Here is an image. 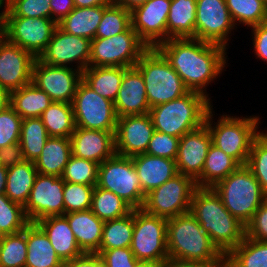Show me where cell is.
I'll return each mask as SVG.
<instances>
[{"mask_svg":"<svg viewBox=\"0 0 267 267\" xmlns=\"http://www.w3.org/2000/svg\"><path fill=\"white\" fill-rule=\"evenodd\" d=\"M94 187L85 184L64 182L63 200L65 214L89 210L91 208Z\"/></svg>","mask_w":267,"mask_h":267,"instance_id":"obj_47","label":"cell"},{"mask_svg":"<svg viewBox=\"0 0 267 267\" xmlns=\"http://www.w3.org/2000/svg\"><path fill=\"white\" fill-rule=\"evenodd\" d=\"M148 49L130 26L113 37L92 39L89 67L132 68Z\"/></svg>","mask_w":267,"mask_h":267,"instance_id":"obj_9","label":"cell"},{"mask_svg":"<svg viewBox=\"0 0 267 267\" xmlns=\"http://www.w3.org/2000/svg\"><path fill=\"white\" fill-rule=\"evenodd\" d=\"M98 167L99 164L94 161L71 155L61 178L65 182L96 186L98 182Z\"/></svg>","mask_w":267,"mask_h":267,"instance_id":"obj_43","label":"cell"},{"mask_svg":"<svg viewBox=\"0 0 267 267\" xmlns=\"http://www.w3.org/2000/svg\"><path fill=\"white\" fill-rule=\"evenodd\" d=\"M126 67H88L82 72V80L98 95L112 102L117 98Z\"/></svg>","mask_w":267,"mask_h":267,"instance_id":"obj_30","label":"cell"},{"mask_svg":"<svg viewBox=\"0 0 267 267\" xmlns=\"http://www.w3.org/2000/svg\"><path fill=\"white\" fill-rule=\"evenodd\" d=\"M64 180L55 175L37 174L29 198L24 206L29 222L48 216L64 215Z\"/></svg>","mask_w":267,"mask_h":267,"instance_id":"obj_15","label":"cell"},{"mask_svg":"<svg viewBox=\"0 0 267 267\" xmlns=\"http://www.w3.org/2000/svg\"><path fill=\"white\" fill-rule=\"evenodd\" d=\"M70 141L73 156L99 165L116 154L115 132L75 128Z\"/></svg>","mask_w":267,"mask_h":267,"instance_id":"obj_22","label":"cell"},{"mask_svg":"<svg viewBox=\"0 0 267 267\" xmlns=\"http://www.w3.org/2000/svg\"><path fill=\"white\" fill-rule=\"evenodd\" d=\"M225 2L235 25L238 21L239 24L253 27L267 21V4L262 0H225Z\"/></svg>","mask_w":267,"mask_h":267,"instance_id":"obj_40","label":"cell"},{"mask_svg":"<svg viewBox=\"0 0 267 267\" xmlns=\"http://www.w3.org/2000/svg\"><path fill=\"white\" fill-rule=\"evenodd\" d=\"M5 17L52 19L50 0H7Z\"/></svg>","mask_w":267,"mask_h":267,"instance_id":"obj_46","label":"cell"},{"mask_svg":"<svg viewBox=\"0 0 267 267\" xmlns=\"http://www.w3.org/2000/svg\"><path fill=\"white\" fill-rule=\"evenodd\" d=\"M134 67L143 77L150 108L178 99L189 92L180 76L156 48H149Z\"/></svg>","mask_w":267,"mask_h":267,"instance_id":"obj_6","label":"cell"},{"mask_svg":"<svg viewBox=\"0 0 267 267\" xmlns=\"http://www.w3.org/2000/svg\"><path fill=\"white\" fill-rule=\"evenodd\" d=\"M179 139L176 136L154 131L148 143L146 154L176 160Z\"/></svg>","mask_w":267,"mask_h":267,"instance_id":"obj_49","label":"cell"},{"mask_svg":"<svg viewBox=\"0 0 267 267\" xmlns=\"http://www.w3.org/2000/svg\"><path fill=\"white\" fill-rule=\"evenodd\" d=\"M114 106L118 118L149 113L146 85L141 73L135 67L129 68L124 73Z\"/></svg>","mask_w":267,"mask_h":267,"instance_id":"obj_23","label":"cell"},{"mask_svg":"<svg viewBox=\"0 0 267 267\" xmlns=\"http://www.w3.org/2000/svg\"><path fill=\"white\" fill-rule=\"evenodd\" d=\"M71 155L70 138L49 137L34 161L35 168L39 174L61 177Z\"/></svg>","mask_w":267,"mask_h":267,"instance_id":"obj_28","label":"cell"},{"mask_svg":"<svg viewBox=\"0 0 267 267\" xmlns=\"http://www.w3.org/2000/svg\"><path fill=\"white\" fill-rule=\"evenodd\" d=\"M26 255V227L19 233L5 235L0 242V267H25Z\"/></svg>","mask_w":267,"mask_h":267,"instance_id":"obj_41","label":"cell"},{"mask_svg":"<svg viewBox=\"0 0 267 267\" xmlns=\"http://www.w3.org/2000/svg\"><path fill=\"white\" fill-rule=\"evenodd\" d=\"M27 255L25 267H63L45 232L33 222L26 226Z\"/></svg>","mask_w":267,"mask_h":267,"instance_id":"obj_27","label":"cell"},{"mask_svg":"<svg viewBox=\"0 0 267 267\" xmlns=\"http://www.w3.org/2000/svg\"><path fill=\"white\" fill-rule=\"evenodd\" d=\"M97 186L115 193L133 209H142L145 194L131 157L115 154L98 167Z\"/></svg>","mask_w":267,"mask_h":267,"instance_id":"obj_10","label":"cell"},{"mask_svg":"<svg viewBox=\"0 0 267 267\" xmlns=\"http://www.w3.org/2000/svg\"><path fill=\"white\" fill-rule=\"evenodd\" d=\"M167 248L170 263L226 262L190 212L167 219Z\"/></svg>","mask_w":267,"mask_h":267,"instance_id":"obj_3","label":"cell"},{"mask_svg":"<svg viewBox=\"0 0 267 267\" xmlns=\"http://www.w3.org/2000/svg\"><path fill=\"white\" fill-rule=\"evenodd\" d=\"M251 28L255 55L267 63V21Z\"/></svg>","mask_w":267,"mask_h":267,"instance_id":"obj_52","label":"cell"},{"mask_svg":"<svg viewBox=\"0 0 267 267\" xmlns=\"http://www.w3.org/2000/svg\"><path fill=\"white\" fill-rule=\"evenodd\" d=\"M49 137L40 117L23 119L19 144L24 159L34 162L41 155Z\"/></svg>","mask_w":267,"mask_h":267,"instance_id":"obj_38","label":"cell"},{"mask_svg":"<svg viewBox=\"0 0 267 267\" xmlns=\"http://www.w3.org/2000/svg\"><path fill=\"white\" fill-rule=\"evenodd\" d=\"M91 40L64 32L59 26L55 29L50 42L37 58L52 66L68 67L74 62L77 69L83 72L89 67Z\"/></svg>","mask_w":267,"mask_h":267,"instance_id":"obj_17","label":"cell"},{"mask_svg":"<svg viewBox=\"0 0 267 267\" xmlns=\"http://www.w3.org/2000/svg\"><path fill=\"white\" fill-rule=\"evenodd\" d=\"M164 267H177L174 263H166Z\"/></svg>","mask_w":267,"mask_h":267,"instance_id":"obj_64","label":"cell"},{"mask_svg":"<svg viewBox=\"0 0 267 267\" xmlns=\"http://www.w3.org/2000/svg\"><path fill=\"white\" fill-rule=\"evenodd\" d=\"M24 160L23 151L19 143L0 148V166L9 168Z\"/></svg>","mask_w":267,"mask_h":267,"instance_id":"obj_53","label":"cell"},{"mask_svg":"<svg viewBox=\"0 0 267 267\" xmlns=\"http://www.w3.org/2000/svg\"><path fill=\"white\" fill-rule=\"evenodd\" d=\"M7 41V23L5 18H0V47Z\"/></svg>","mask_w":267,"mask_h":267,"instance_id":"obj_60","label":"cell"},{"mask_svg":"<svg viewBox=\"0 0 267 267\" xmlns=\"http://www.w3.org/2000/svg\"><path fill=\"white\" fill-rule=\"evenodd\" d=\"M36 58L8 40L0 47V86L8 92L32 82V67Z\"/></svg>","mask_w":267,"mask_h":267,"instance_id":"obj_20","label":"cell"},{"mask_svg":"<svg viewBox=\"0 0 267 267\" xmlns=\"http://www.w3.org/2000/svg\"><path fill=\"white\" fill-rule=\"evenodd\" d=\"M134 230V209L125 217L105 221L99 250L131 247Z\"/></svg>","mask_w":267,"mask_h":267,"instance_id":"obj_39","label":"cell"},{"mask_svg":"<svg viewBox=\"0 0 267 267\" xmlns=\"http://www.w3.org/2000/svg\"><path fill=\"white\" fill-rule=\"evenodd\" d=\"M7 40L38 58L53 36L58 23L49 18L5 17Z\"/></svg>","mask_w":267,"mask_h":267,"instance_id":"obj_16","label":"cell"},{"mask_svg":"<svg viewBox=\"0 0 267 267\" xmlns=\"http://www.w3.org/2000/svg\"><path fill=\"white\" fill-rule=\"evenodd\" d=\"M245 166L257 179L267 198V133H260L254 139Z\"/></svg>","mask_w":267,"mask_h":267,"instance_id":"obj_45","label":"cell"},{"mask_svg":"<svg viewBox=\"0 0 267 267\" xmlns=\"http://www.w3.org/2000/svg\"><path fill=\"white\" fill-rule=\"evenodd\" d=\"M8 168L0 166V194H5Z\"/></svg>","mask_w":267,"mask_h":267,"instance_id":"obj_61","label":"cell"},{"mask_svg":"<svg viewBox=\"0 0 267 267\" xmlns=\"http://www.w3.org/2000/svg\"><path fill=\"white\" fill-rule=\"evenodd\" d=\"M108 6L75 7L58 26L69 34L85 37L89 40L95 38L103 12Z\"/></svg>","mask_w":267,"mask_h":267,"instance_id":"obj_29","label":"cell"},{"mask_svg":"<svg viewBox=\"0 0 267 267\" xmlns=\"http://www.w3.org/2000/svg\"><path fill=\"white\" fill-rule=\"evenodd\" d=\"M196 188V181L192 177L178 173L146 194L142 209L165 219L189 212Z\"/></svg>","mask_w":267,"mask_h":267,"instance_id":"obj_11","label":"cell"},{"mask_svg":"<svg viewBox=\"0 0 267 267\" xmlns=\"http://www.w3.org/2000/svg\"><path fill=\"white\" fill-rule=\"evenodd\" d=\"M53 101L32 82L10 92V106L22 118L40 117Z\"/></svg>","mask_w":267,"mask_h":267,"instance_id":"obj_33","label":"cell"},{"mask_svg":"<svg viewBox=\"0 0 267 267\" xmlns=\"http://www.w3.org/2000/svg\"><path fill=\"white\" fill-rule=\"evenodd\" d=\"M209 110L205 125L212 137V144L245 166L254 139L261 133L258 129L260 119L253 117H233L223 115L213 126V113Z\"/></svg>","mask_w":267,"mask_h":267,"instance_id":"obj_7","label":"cell"},{"mask_svg":"<svg viewBox=\"0 0 267 267\" xmlns=\"http://www.w3.org/2000/svg\"><path fill=\"white\" fill-rule=\"evenodd\" d=\"M196 0H171L167 18V40L195 38Z\"/></svg>","mask_w":267,"mask_h":267,"instance_id":"obj_32","label":"cell"},{"mask_svg":"<svg viewBox=\"0 0 267 267\" xmlns=\"http://www.w3.org/2000/svg\"><path fill=\"white\" fill-rule=\"evenodd\" d=\"M63 267H104L99 254L84 253L72 261L64 263Z\"/></svg>","mask_w":267,"mask_h":267,"instance_id":"obj_55","label":"cell"},{"mask_svg":"<svg viewBox=\"0 0 267 267\" xmlns=\"http://www.w3.org/2000/svg\"><path fill=\"white\" fill-rule=\"evenodd\" d=\"M171 0H147L131 11V26L148 48L167 41Z\"/></svg>","mask_w":267,"mask_h":267,"instance_id":"obj_18","label":"cell"},{"mask_svg":"<svg viewBox=\"0 0 267 267\" xmlns=\"http://www.w3.org/2000/svg\"><path fill=\"white\" fill-rule=\"evenodd\" d=\"M174 264L177 267H227L226 262H181Z\"/></svg>","mask_w":267,"mask_h":267,"instance_id":"obj_57","label":"cell"},{"mask_svg":"<svg viewBox=\"0 0 267 267\" xmlns=\"http://www.w3.org/2000/svg\"><path fill=\"white\" fill-rule=\"evenodd\" d=\"M24 207L0 194V229L5 235L16 234L29 224Z\"/></svg>","mask_w":267,"mask_h":267,"instance_id":"obj_44","label":"cell"},{"mask_svg":"<svg viewBox=\"0 0 267 267\" xmlns=\"http://www.w3.org/2000/svg\"><path fill=\"white\" fill-rule=\"evenodd\" d=\"M131 158L145 195L178 174L175 160L146 153Z\"/></svg>","mask_w":267,"mask_h":267,"instance_id":"obj_25","label":"cell"},{"mask_svg":"<svg viewBox=\"0 0 267 267\" xmlns=\"http://www.w3.org/2000/svg\"><path fill=\"white\" fill-rule=\"evenodd\" d=\"M212 137L204 124L200 128L184 134L179 139L176 169L179 174L196 180L202 173Z\"/></svg>","mask_w":267,"mask_h":267,"instance_id":"obj_21","label":"cell"},{"mask_svg":"<svg viewBox=\"0 0 267 267\" xmlns=\"http://www.w3.org/2000/svg\"><path fill=\"white\" fill-rule=\"evenodd\" d=\"M195 39L227 48L235 24L225 0H196Z\"/></svg>","mask_w":267,"mask_h":267,"instance_id":"obj_13","label":"cell"},{"mask_svg":"<svg viewBox=\"0 0 267 267\" xmlns=\"http://www.w3.org/2000/svg\"><path fill=\"white\" fill-rule=\"evenodd\" d=\"M35 223L45 232L55 253L63 263L72 261L84 254L64 215L48 216Z\"/></svg>","mask_w":267,"mask_h":267,"instance_id":"obj_24","label":"cell"},{"mask_svg":"<svg viewBox=\"0 0 267 267\" xmlns=\"http://www.w3.org/2000/svg\"><path fill=\"white\" fill-rule=\"evenodd\" d=\"M137 267H164V264H158V263H140Z\"/></svg>","mask_w":267,"mask_h":267,"instance_id":"obj_62","label":"cell"},{"mask_svg":"<svg viewBox=\"0 0 267 267\" xmlns=\"http://www.w3.org/2000/svg\"><path fill=\"white\" fill-rule=\"evenodd\" d=\"M96 253L104 267H137L140 264L130 247L98 250Z\"/></svg>","mask_w":267,"mask_h":267,"instance_id":"obj_50","label":"cell"},{"mask_svg":"<svg viewBox=\"0 0 267 267\" xmlns=\"http://www.w3.org/2000/svg\"><path fill=\"white\" fill-rule=\"evenodd\" d=\"M210 98L195 91L150 108L156 131L181 138L205 124L206 116L212 108Z\"/></svg>","mask_w":267,"mask_h":267,"instance_id":"obj_4","label":"cell"},{"mask_svg":"<svg viewBox=\"0 0 267 267\" xmlns=\"http://www.w3.org/2000/svg\"><path fill=\"white\" fill-rule=\"evenodd\" d=\"M82 72L69 67L52 66L37 58L32 67V83L43 90L52 101L72 103Z\"/></svg>","mask_w":267,"mask_h":267,"instance_id":"obj_14","label":"cell"},{"mask_svg":"<svg viewBox=\"0 0 267 267\" xmlns=\"http://www.w3.org/2000/svg\"><path fill=\"white\" fill-rule=\"evenodd\" d=\"M227 267H267V242L244 237L227 256Z\"/></svg>","mask_w":267,"mask_h":267,"instance_id":"obj_36","label":"cell"},{"mask_svg":"<svg viewBox=\"0 0 267 267\" xmlns=\"http://www.w3.org/2000/svg\"><path fill=\"white\" fill-rule=\"evenodd\" d=\"M146 1L147 0H114V4L132 11L134 8L143 5Z\"/></svg>","mask_w":267,"mask_h":267,"instance_id":"obj_58","label":"cell"},{"mask_svg":"<svg viewBox=\"0 0 267 267\" xmlns=\"http://www.w3.org/2000/svg\"><path fill=\"white\" fill-rule=\"evenodd\" d=\"M154 131L149 113L119 117L115 131L116 154L132 157L146 153Z\"/></svg>","mask_w":267,"mask_h":267,"instance_id":"obj_19","label":"cell"},{"mask_svg":"<svg viewBox=\"0 0 267 267\" xmlns=\"http://www.w3.org/2000/svg\"><path fill=\"white\" fill-rule=\"evenodd\" d=\"M241 165L221 149L211 144L201 175L195 180L197 187H213Z\"/></svg>","mask_w":267,"mask_h":267,"instance_id":"obj_34","label":"cell"},{"mask_svg":"<svg viewBox=\"0 0 267 267\" xmlns=\"http://www.w3.org/2000/svg\"><path fill=\"white\" fill-rule=\"evenodd\" d=\"M75 7L110 6L114 0H73Z\"/></svg>","mask_w":267,"mask_h":267,"instance_id":"obj_56","label":"cell"},{"mask_svg":"<svg viewBox=\"0 0 267 267\" xmlns=\"http://www.w3.org/2000/svg\"><path fill=\"white\" fill-rule=\"evenodd\" d=\"M5 234L4 232L0 229V242L4 239Z\"/></svg>","mask_w":267,"mask_h":267,"instance_id":"obj_65","label":"cell"},{"mask_svg":"<svg viewBox=\"0 0 267 267\" xmlns=\"http://www.w3.org/2000/svg\"><path fill=\"white\" fill-rule=\"evenodd\" d=\"M84 253H96L102 240L104 222L90 209L64 214Z\"/></svg>","mask_w":267,"mask_h":267,"instance_id":"obj_26","label":"cell"},{"mask_svg":"<svg viewBox=\"0 0 267 267\" xmlns=\"http://www.w3.org/2000/svg\"><path fill=\"white\" fill-rule=\"evenodd\" d=\"M4 1L5 0H0V10H1V8H3L4 3H6ZM0 18H5V9H3V11L0 13Z\"/></svg>","mask_w":267,"mask_h":267,"instance_id":"obj_63","label":"cell"},{"mask_svg":"<svg viewBox=\"0 0 267 267\" xmlns=\"http://www.w3.org/2000/svg\"><path fill=\"white\" fill-rule=\"evenodd\" d=\"M76 128L115 132L118 116L114 102L98 95L83 80L72 101Z\"/></svg>","mask_w":267,"mask_h":267,"instance_id":"obj_12","label":"cell"},{"mask_svg":"<svg viewBox=\"0 0 267 267\" xmlns=\"http://www.w3.org/2000/svg\"><path fill=\"white\" fill-rule=\"evenodd\" d=\"M212 188L226 209L244 226L267 199L261 185L246 166H240Z\"/></svg>","mask_w":267,"mask_h":267,"instance_id":"obj_5","label":"cell"},{"mask_svg":"<svg viewBox=\"0 0 267 267\" xmlns=\"http://www.w3.org/2000/svg\"><path fill=\"white\" fill-rule=\"evenodd\" d=\"M40 118L50 137L70 138L76 128L72 103L53 101Z\"/></svg>","mask_w":267,"mask_h":267,"instance_id":"obj_35","label":"cell"},{"mask_svg":"<svg viewBox=\"0 0 267 267\" xmlns=\"http://www.w3.org/2000/svg\"><path fill=\"white\" fill-rule=\"evenodd\" d=\"M38 172L32 161L24 160L9 167L7 172L5 195L15 203L26 205L30 191Z\"/></svg>","mask_w":267,"mask_h":267,"instance_id":"obj_31","label":"cell"},{"mask_svg":"<svg viewBox=\"0 0 267 267\" xmlns=\"http://www.w3.org/2000/svg\"><path fill=\"white\" fill-rule=\"evenodd\" d=\"M156 49L180 76L189 91L208 96L203 90L226 65V48L195 38H171Z\"/></svg>","mask_w":267,"mask_h":267,"instance_id":"obj_1","label":"cell"},{"mask_svg":"<svg viewBox=\"0 0 267 267\" xmlns=\"http://www.w3.org/2000/svg\"><path fill=\"white\" fill-rule=\"evenodd\" d=\"M22 121L11 106L0 112V148L19 143Z\"/></svg>","mask_w":267,"mask_h":267,"instance_id":"obj_48","label":"cell"},{"mask_svg":"<svg viewBox=\"0 0 267 267\" xmlns=\"http://www.w3.org/2000/svg\"><path fill=\"white\" fill-rule=\"evenodd\" d=\"M131 26V11L122 6H108L98 25L95 38H109L125 32Z\"/></svg>","mask_w":267,"mask_h":267,"instance_id":"obj_42","label":"cell"},{"mask_svg":"<svg viewBox=\"0 0 267 267\" xmlns=\"http://www.w3.org/2000/svg\"><path fill=\"white\" fill-rule=\"evenodd\" d=\"M189 212L225 257L245 237V226L226 209L212 187L196 188Z\"/></svg>","mask_w":267,"mask_h":267,"instance_id":"obj_2","label":"cell"},{"mask_svg":"<svg viewBox=\"0 0 267 267\" xmlns=\"http://www.w3.org/2000/svg\"><path fill=\"white\" fill-rule=\"evenodd\" d=\"M245 236L267 242V199L259 206L250 222L245 226Z\"/></svg>","mask_w":267,"mask_h":267,"instance_id":"obj_51","label":"cell"},{"mask_svg":"<svg viewBox=\"0 0 267 267\" xmlns=\"http://www.w3.org/2000/svg\"><path fill=\"white\" fill-rule=\"evenodd\" d=\"M50 6L52 19L57 23H59L75 8L73 0H50Z\"/></svg>","mask_w":267,"mask_h":267,"instance_id":"obj_54","label":"cell"},{"mask_svg":"<svg viewBox=\"0 0 267 267\" xmlns=\"http://www.w3.org/2000/svg\"><path fill=\"white\" fill-rule=\"evenodd\" d=\"M10 106V92L0 86V112Z\"/></svg>","mask_w":267,"mask_h":267,"instance_id":"obj_59","label":"cell"},{"mask_svg":"<svg viewBox=\"0 0 267 267\" xmlns=\"http://www.w3.org/2000/svg\"><path fill=\"white\" fill-rule=\"evenodd\" d=\"M90 210L103 222L127 216L133 208L115 193L94 187Z\"/></svg>","mask_w":267,"mask_h":267,"instance_id":"obj_37","label":"cell"},{"mask_svg":"<svg viewBox=\"0 0 267 267\" xmlns=\"http://www.w3.org/2000/svg\"><path fill=\"white\" fill-rule=\"evenodd\" d=\"M131 251L140 263H169L167 219L134 209Z\"/></svg>","mask_w":267,"mask_h":267,"instance_id":"obj_8","label":"cell"}]
</instances>
